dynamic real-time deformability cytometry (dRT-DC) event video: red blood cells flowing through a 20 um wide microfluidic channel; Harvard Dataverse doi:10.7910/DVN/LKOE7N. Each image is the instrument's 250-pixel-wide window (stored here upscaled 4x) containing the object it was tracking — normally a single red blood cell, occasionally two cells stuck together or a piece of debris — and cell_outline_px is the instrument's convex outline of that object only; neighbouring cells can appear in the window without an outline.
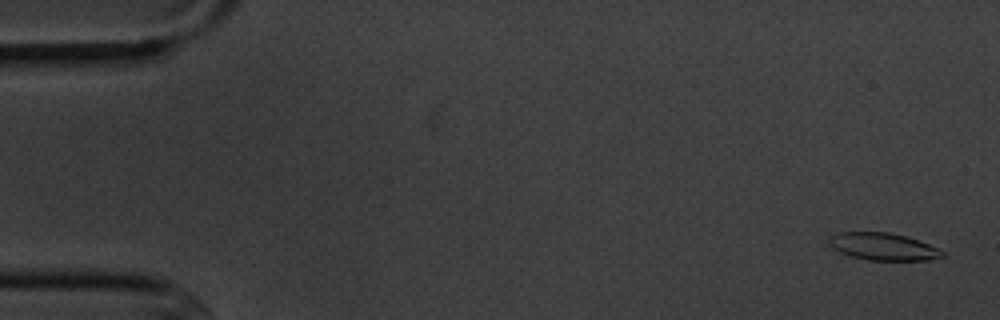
{"species": "common noctule bat (a hibernating species)", "species_latin": "Nyctalus noctula", "temperature_condition": "cold", "stored_images_in_passage": 6, "camera_frame_rate_fps": 3000, "um_per_image_px": 0.085, "animal": {"sex": "male", "body_mass_g": 20.1, "forearm_length_mm": 53.5}, "frame": {"image": 1, "passage_image": 1, "time_ms": 0.0, "image_size_px": [1000, 320], "cell_outline_px": [[944, 256], [928, 260], [868, 260], [852, 256], [840, 252], [832, 248], [828, 244], [828, 236], [840, 232], [888, 232], [904, 236], [928, 244], [944, 252]], "centroid_in_image_um": [75.0, 20.96], "position_along_channel_um": 10.0, "area_um2": 17.86}}